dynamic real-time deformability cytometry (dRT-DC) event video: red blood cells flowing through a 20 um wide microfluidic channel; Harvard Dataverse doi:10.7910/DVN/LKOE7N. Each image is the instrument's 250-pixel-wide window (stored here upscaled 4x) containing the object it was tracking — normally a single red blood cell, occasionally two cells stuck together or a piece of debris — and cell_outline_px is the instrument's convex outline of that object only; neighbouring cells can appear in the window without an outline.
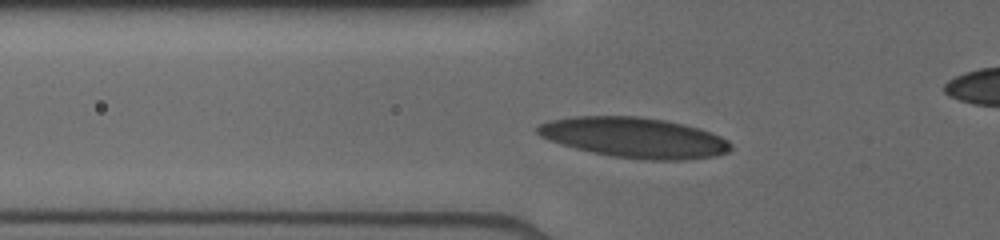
{"species": "human", "species_latin": "Homo sapiens", "temperature_condition": "cold", "stored_images_in_passage": 5, "segment_of_instrument_passage": [1, 2], "camera_frame_rate_fps": 3000, "um_per_image_px": 0.085, "donor": {"sex": "male"}, "frame": {"image": 1, "passage_image": 3, "time_ms": 1.333, "image_size_px": [1000, 240], "cell_outline_px": [[732, 148], [728, 152], [716, 156], [680, 160], [648, 160], [612, 156], [592, 152], [576, 148], [548, 140], [540, 136], [536, 132], [536, 128], [540, 124], [552, 120], [576, 116], [640, 116], [664, 120], [684, 124], [700, 128], [712, 132], [728, 140], [732, 144]], "centroid_in_image_um": [53.95, 11.69], "position_along_channel_um": 71.8, "area_um2": 45.37}}